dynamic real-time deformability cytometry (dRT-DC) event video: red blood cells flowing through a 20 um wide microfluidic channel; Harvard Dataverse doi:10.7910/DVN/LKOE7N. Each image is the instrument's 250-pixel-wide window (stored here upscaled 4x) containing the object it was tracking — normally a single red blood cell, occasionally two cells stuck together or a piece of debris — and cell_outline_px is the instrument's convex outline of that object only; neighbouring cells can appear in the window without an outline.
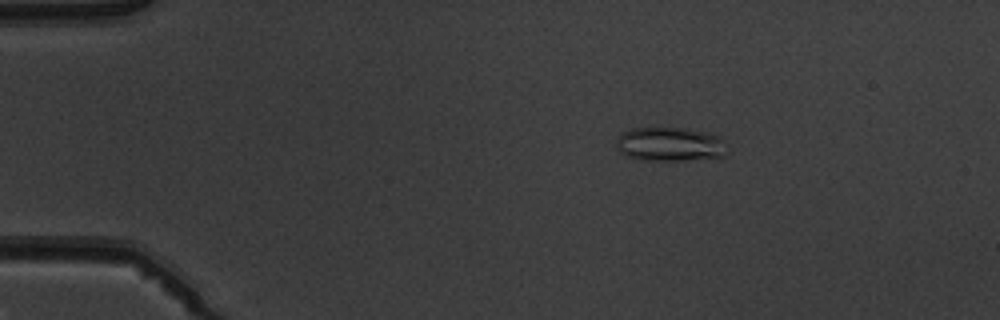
{"species": "common noctule bat (a hibernating species)", "species_latin": "Nyctalus noctula", "temperature_condition": "warm", "stored_images_in_passage": 4, "camera_frame_rate_fps": 3000, "um_per_image_px": 0.085, "animal": {"sex": "male", "body_mass_g": 19.5, "forearm_length_mm": 54.6}, "frame": {"image": 1, "passage_image": 2, "time_ms": 1.333, "image_size_px": [1000, 320], "cell_outline_px": [[728, 152], [724, 156], [684, 160], [644, 160], [624, 156], [616, 148], [616, 140], [620, 132], [632, 128], [684, 128], [712, 132], [724, 140]], "centroid_in_image_um": [56.94, 12.25], "position_along_channel_um": 28.1, "area_um2": 22.37}}